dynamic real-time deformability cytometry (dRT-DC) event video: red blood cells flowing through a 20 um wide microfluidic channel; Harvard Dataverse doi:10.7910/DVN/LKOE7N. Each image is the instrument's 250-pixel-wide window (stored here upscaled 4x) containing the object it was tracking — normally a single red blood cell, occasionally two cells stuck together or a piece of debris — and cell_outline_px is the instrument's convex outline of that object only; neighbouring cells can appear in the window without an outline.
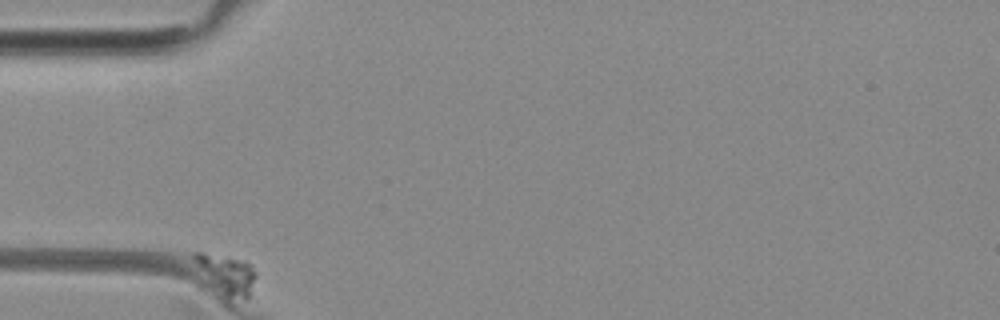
{"species": "common noctule bat (a hibernating species)", "species_latin": "Nyctalus noctula", "temperature_condition": "room temperature", "stored_images_in_passage": 44, "camera_frame_rate_fps": 3000, "um_per_image_px": 0.085, "animal": {"sex": "female", "body_mass_g": 29.2, "forearm_length_mm": 56.3}, "frame": {"image": 1, "passage_image": 1, "time_ms": 0.0, "image_size_px": [1000, 320], "cell_outline_px": [[256, 276], [248, 296], [228, 296], [212, 284], [196, 264], [192, 256], [192, 252], [204, 252], [228, 256], [244, 260], [256, 272]], "centroid_in_image_um": [19.25, 23.2], "position_along_channel_um": 65.7, "area_um2": 13.24}}
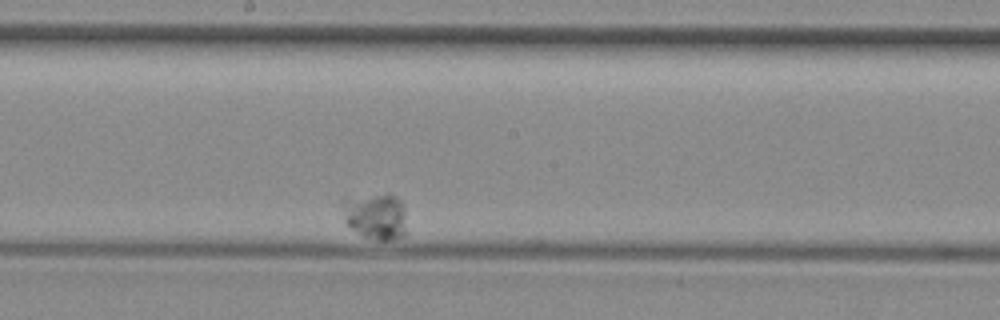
{"frame": {"image": 2, "passage_image": 26, "time_ms": 8.333, "image_size_px": [1000, 320], "cell_outline_px": [[408, 232], [404, 236], [388, 240], [376, 240], [364, 236], [352, 228], [348, 224], [344, 208], [344, 200], [380, 196], [396, 196], [404, 204]], "centroid_in_image_um": [32.07, 18.45], "position_along_channel_um": 216.1, "area_um2": 16.59}}
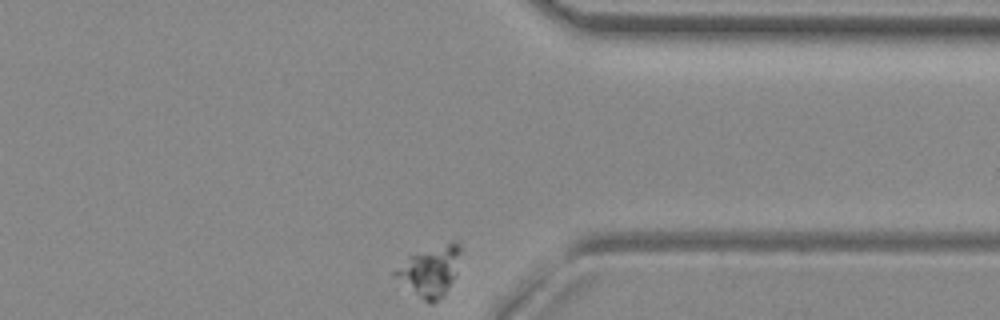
{"frame": {"image": 3, "passage_image": 44, "time_ms": 14.333, "image_size_px": [1000, 320], "cell_outline_px": [[460, 252], [456, 276], [444, 296], [432, 304], [428, 304], [392, 276], [392, 272], [412, 256], [452, 240], [456, 240], [460, 244]], "centroid_in_image_um": [36.59, 23.08], "position_along_channel_um": 374.8, "area_um2": 18.9}}